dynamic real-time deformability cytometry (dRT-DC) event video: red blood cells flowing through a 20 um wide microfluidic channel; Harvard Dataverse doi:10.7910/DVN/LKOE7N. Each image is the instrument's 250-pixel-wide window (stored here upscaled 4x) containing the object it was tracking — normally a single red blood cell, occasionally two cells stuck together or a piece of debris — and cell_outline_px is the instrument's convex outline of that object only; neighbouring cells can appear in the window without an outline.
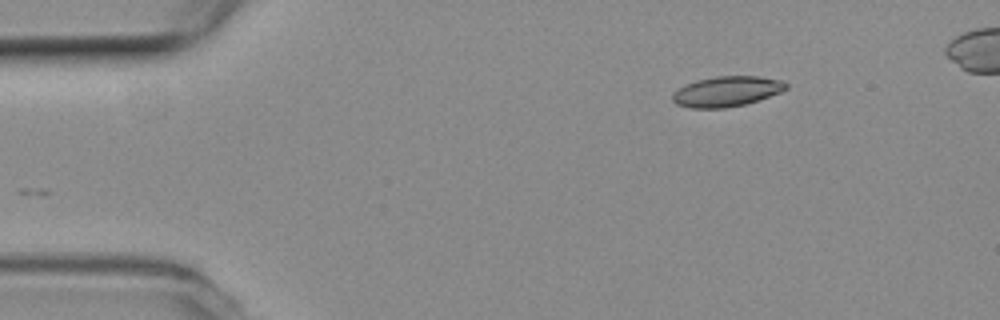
{"species": "common noctule bat (a hibernating species)", "species_latin": "Nyctalus noctula", "temperature_condition": "room temperature", "stored_images_in_passage": 45, "camera_frame_rate_fps": 3000, "um_per_image_px": 0.085, "animal": {"sex": "female", "body_mass_g": 19.3, "forearm_length_mm": 54.1}, "frame": {"image": 1, "passage_image": 1, "time_ms": 0.0, "image_size_px": [1000, 320], "cell_outline_px": [[788, 88], [780, 92], [744, 104], [724, 108], [688, 108], [676, 104], [672, 100], [672, 92], [696, 80], [716, 76], [756, 76], [780, 80], [788, 84]], "centroid_in_image_um": [61.73, 7.77], "position_along_channel_um": 23.3, "area_um2": 19.83}}
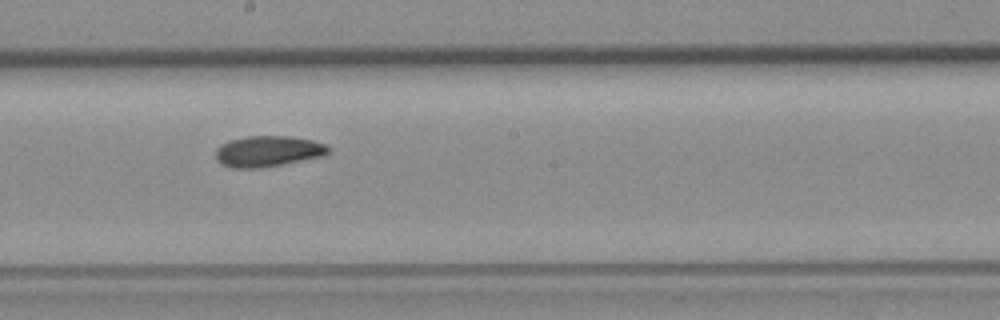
{"frame": {"image": 2, "passage_image": 23, "time_ms": 7.333, "image_size_px": [1000, 320], "cell_outline_px": [[328, 152], [324, 156], [280, 164], [256, 168], [232, 168], [216, 160], [216, 148], [220, 144], [228, 140], [248, 136], [288, 136], [312, 140], [324, 144], [328, 148]], "centroid_in_image_um": [22.73, 12.84], "position_along_channel_um": 225.5, "area_um2": 20.06}}
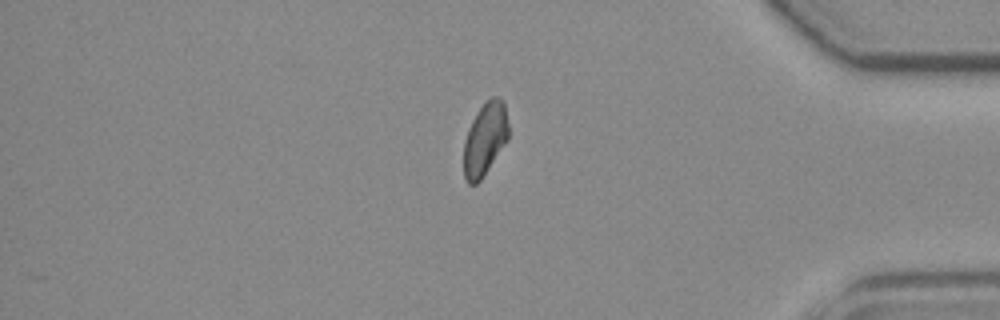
{"frame": {"image": 3, "passage_image": 39, "time_ms": 12.667, "image_size_px": [1000, 320], "cell_outline_px": [[508, 140], [480, 180], [476, 184], [468, 184], [464, 176], [464, 140], [468, 128], [472, 120], [480, 108], [492, 96], [496, 96], [504, 100], [508, 124]], "centroid_in_image_um": [41.22, 11.81], "position_along_channel_um": 394.0, "area_um2": 18.9}, "authors_computed_cell_mechanics": {"area_um2": 19.9988, "velocity_mm_per_s": 3.7512, "shape_relaxation_time_tau1_ms": null, "shape_relaxation_time_tau2_ms": 9.3973, "deformation_change_tau1": null, "deformation_change_tau2": 0.1401}}